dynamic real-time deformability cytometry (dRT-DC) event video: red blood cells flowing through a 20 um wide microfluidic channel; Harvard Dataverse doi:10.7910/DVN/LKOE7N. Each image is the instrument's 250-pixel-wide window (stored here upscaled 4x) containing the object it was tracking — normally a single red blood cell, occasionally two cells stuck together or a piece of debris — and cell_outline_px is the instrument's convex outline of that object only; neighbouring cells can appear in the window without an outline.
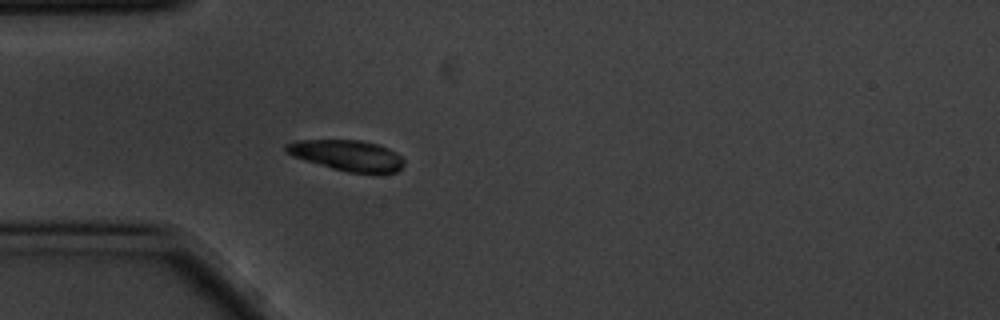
{"species": "common noctule bat (a hibernating species)", "species_latin": "Nyctalus noctula", "temperature_condition": "cold", "stored_images_in_passage": 1, "camera_frame_rate_fps": 3000, "um_per_image_px": 0.085, "animal": {"sex": "male", "body_mass_g": 20.1, "forearm_length_mm": 53.5}, "frame": {"image": 1, "passage_image": 1, "time_ms": 0.0, "image_size_px": [1000, 320], "cell_outline_px": [[404, 164], [396, 172], [380, 176], [348, 172], [332, 168], [304, 160], [292, 156], [284, 148], [284, 144], [296, 140], [360, 140], [376, 144], [388, 148], [396, 152], [404, 160]], "centroid_in_image_um": [29.56, 13.24], "position_along_channel_um": 55.4, "area_um2": 21.56}}